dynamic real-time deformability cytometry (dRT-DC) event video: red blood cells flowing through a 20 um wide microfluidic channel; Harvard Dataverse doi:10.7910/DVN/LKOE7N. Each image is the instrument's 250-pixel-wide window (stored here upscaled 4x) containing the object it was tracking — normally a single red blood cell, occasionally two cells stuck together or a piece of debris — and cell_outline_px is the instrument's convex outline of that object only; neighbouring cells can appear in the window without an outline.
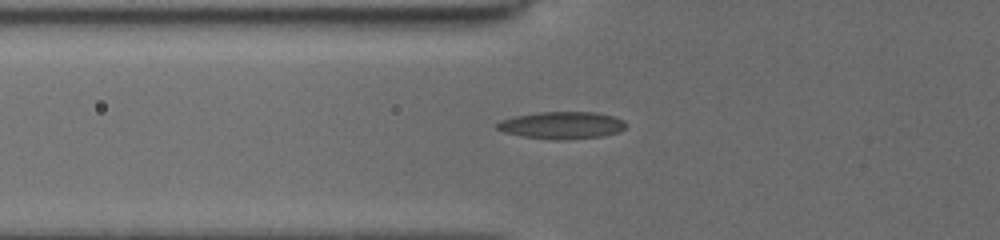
{"species": "common noctule bat (a hibernating species)", "species_latin": "Nyctalus noctula", "temperature_condition": "cold", "stored_images_in_passage": 12, "camera_frame_rate_fps": 3000, "um_per_image_px": 0.085, "animal": {"sex": "female", "body_mass_g": 19.5, "forearm_length_mm": 54.1}, "frame": {"image": 1, "passage_image": 4, "time_ms": 1.667, "image_size_px": [1000, 240], "cell_outline_px": [[628, 124], [620, 132], [604, 136], [560, 140], [556, 140], [524, 136], [504, 132], [496, 128], [496, 124], [500, 120], [516, 116], [540, 112], [596, 112], [612, 116], [624, 120]], "centroid_in_image_um": [47.8, 10.64], "position_along_channel_um": 78.0, "area_um2": 20.4}}
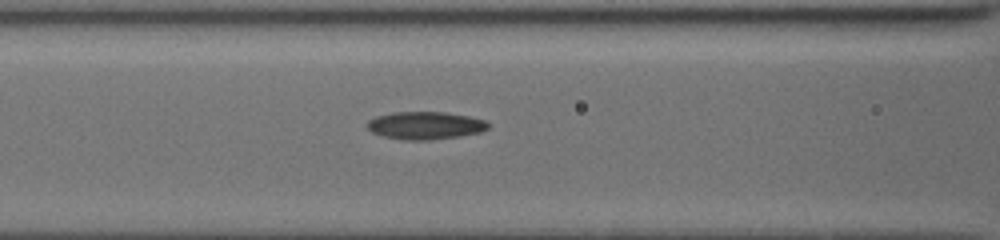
{"frame": {"image": 2, "passage_image": 6, "time_ms": 3.0, "image_size_px": [1000, 240], "cell_outline_px": [[488, 128], [480, 132], [460, 136], [428, 140], [400, 140], [384, 136], [372, 132], [364, 124], [368, 120], [376, 116], [392, 112], [444, 112], [468, 116], [484, 120], [488, 124]], "centroid_in_image_um": [36.09, 10.66], "position_along_channel_um": 130.5, "area_um2": 19.54}}
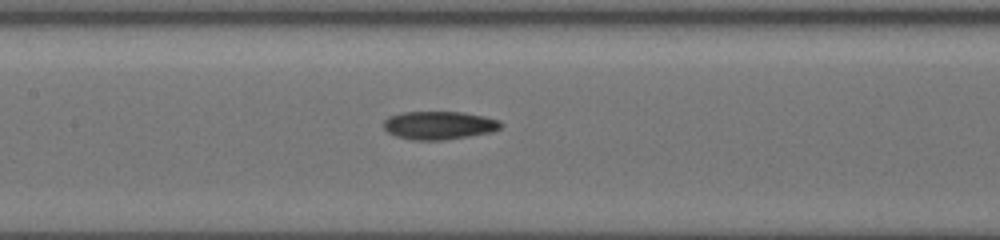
{"frame": {"image": 3, "passage_image": 10, "time_ms": 4.0, "image_size_px": [1000, 240], "cell_outline_px": [[504, 124], [500, 128], [492, 132], [444, 140], [412, 140], [396, 136], [388, 132], [384, 128], [384, 120], [388, 116], [400, 112], [464, 112], [484, 116], [500, 120]], "centroid_in_image_um": [37.33, 10.64], "position_along_channel_um": 170.1, "area_um2": 19.42}}